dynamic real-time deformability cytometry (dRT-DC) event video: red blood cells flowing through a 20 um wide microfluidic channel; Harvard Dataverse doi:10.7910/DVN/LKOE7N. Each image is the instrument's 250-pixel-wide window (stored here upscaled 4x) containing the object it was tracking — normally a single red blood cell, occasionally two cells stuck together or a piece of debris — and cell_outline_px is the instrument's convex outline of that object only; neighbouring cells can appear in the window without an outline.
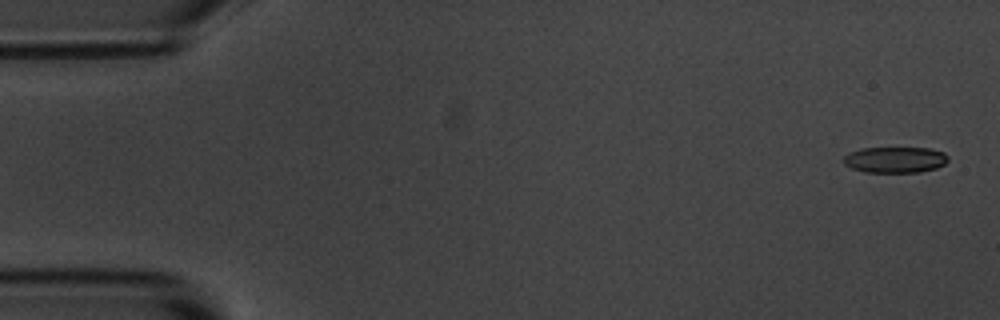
{"species": "common noctule bat (a hibernating species)", "species_latin": "Nyctalus noctula", "temperature_condition": "room temperature", "stored_images_in_passage": 5, "camera_frame_rate_fps": 3000, "um_per_image_px": 0.085, "animal": {"sex": "male", "body_mass_g": 20.1, "forearm_length_mm": 53.5}, "frame": {"image": 1, "passage_image": 1, "time_ms": 0.0, "image_size_px": [1000, 320], "cell_outline_px": [[948, 160], [944, 164], [936, 168], [920, 172], [864, 172], [852, 168], [844, 164], [844, 156], [848, 152], [860, 148], [928, 148], [944, 152], [948, 156]], "centroid_in_image_um": [76.07, 13.57], "position_along_channel_um": 8.9, "area_um2": 15.9}}
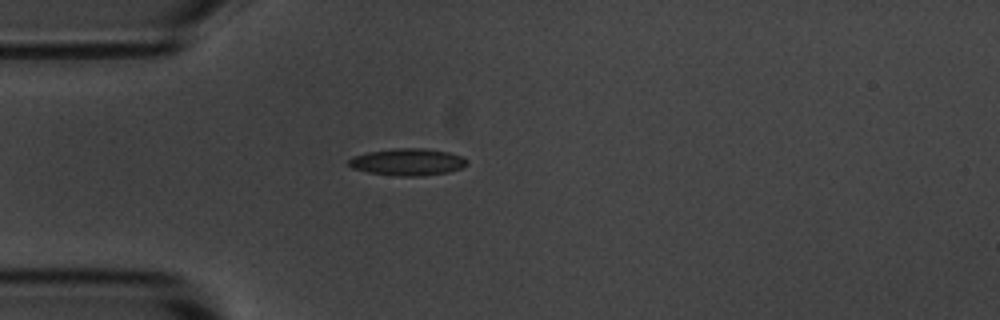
{"frame": {"image": 2, "passage_image": 5, "time_ms": 4.333, "image_size_px": [1000, 320], "cell_outline_px": [[468, 164], [460, 168], [448, 172], [424, 176], [396, 176], [368, 172], [352, 168], [348, 164], [348, 160], [352, 156], [368, 152], [396, 148], [424, 148], [448, 152], [460, 156], [468, 160]], "centroid_in_image_um": [34.64, 13.77], "position_along_channel_um": 50.4, "area_um2": 18.61}}